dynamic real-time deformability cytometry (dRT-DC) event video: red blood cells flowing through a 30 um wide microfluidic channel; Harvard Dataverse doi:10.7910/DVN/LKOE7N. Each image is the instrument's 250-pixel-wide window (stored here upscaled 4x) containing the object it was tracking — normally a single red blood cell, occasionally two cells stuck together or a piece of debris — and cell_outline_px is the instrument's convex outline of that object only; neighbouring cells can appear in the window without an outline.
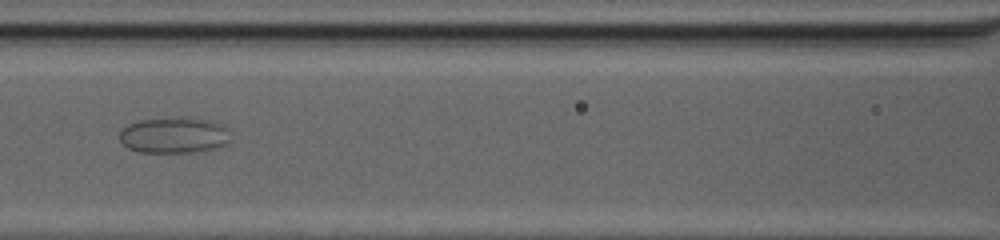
{"species": "common noctule bat (a hibernating species)", "species_latin": "Nyctalus noctula", "temperature_condition": "cold", "stored_images_in_passage": 36, "camera_frame_rate_fps": 3000, "um_per_image_px": 0.085, "animal": {"sex": "female", "body_mass_g": 20.0, "forearm_length_mm": 54.0}, "frame": {"image": 1, "passage_image": 10, "time_ms": 3.0, "image_size_px": [1000, 240], "cell_outline_px": [[232, 140], [228, 144], [216, 148], [192, 152], [140, 152], [128, 148], [120, 140], [120, 132], [128, 124], [140, 120], [180, 116], [188, 116], [212, 120], [224, 124], [228, 128]], "centroid_in_image_um": [14.88, 11.46], "position_along_channel_um": 151.7, "area_um2": 23.87}}
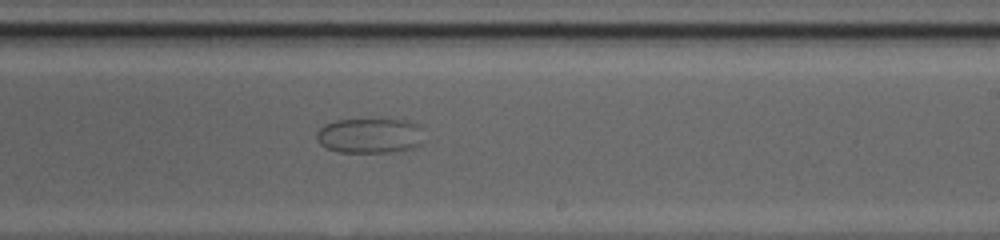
{"frame": {"image": 2, "passage_image": 18, "time_ms": 5.667, "image_size_px": [1000, 240], "cell_outline_px": [[420, 144], [412, 148], [392, 152], [336, 152], [320, 144], [316, 140], [316, 132], [324, 124], [336, 120], [408, 120], [420, 124]], "centroid_in_image_um": [31.39, 11.53], "position_along_channel_um": 257.6, "area_um2": 21.85}}
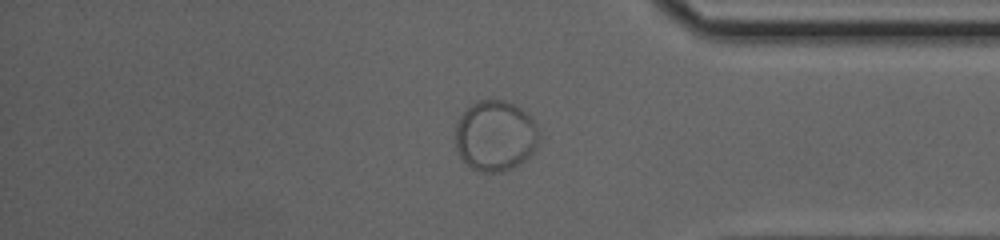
{"frame": {"image": 3, "passage_image": 29, "time_ms": 9.333, "image_size_px": [1000, 240], "cell_outline_px": [[540, 140], [532, 152], [520, 164], [496, 172], [480, 172], [472, 168], [460, 156], [456, 148], [456, 124], [460, 116], [476, 100], [504, 100], [520, 108], [536, 124], [540, 132]], "centroid_in_image_um": [42.1, 11.53], "position_along_channel_um": 393.1, "area_um2": 34.1}}